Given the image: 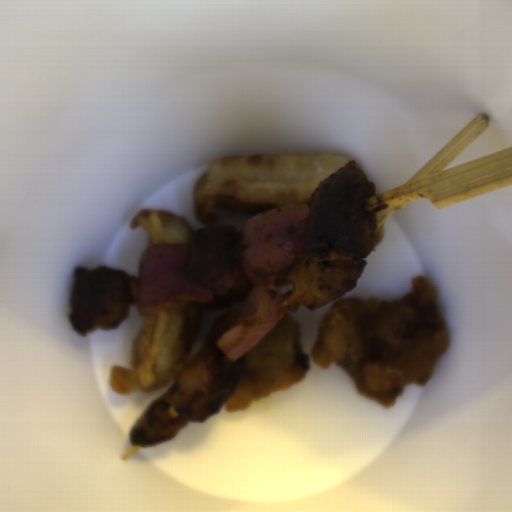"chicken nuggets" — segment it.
<instances>
[{"mask_svg":"<svg viewBox=\"0 0 512 512\" xmlns=\"http://www.w3.org/2000/svg\"><path fill=\"white\" fill-rule=\"evenodd\" d=\"M376 184L355 160L322 180L310 195L305 218L306 254L282 277L293 288L286 298L289 310L300 306L315 311L358 287L369 257L386 230L376 212L366 210Z\"/></svg>","mask_w":512,"mask_h":512,"instance_id":"obj_1","label":"chicken nuggets"},{"mask_svg":"<svg viewBox=\"0 0 512 512\" xmlns=\"http://www.w3.org/2000/svg\"><path fill=\"white\" fill-rule=\"evenodd\" d=\"M130 273L100 265L74 267V286L67 320L80 337L97 329L113 331L129 317Z\"/></svg>","mask_w":512,"mask_h":512,"instance_id":"obj_4","label":"chicken nuggets"},{"mask_svg":"<svg viewBox=\"0 0 512 512\" xmlns=\"http://www.w3.org/2000/svg\"><path fill=\"white\" fill-rule=\"evenodd\" d=\"M240 233L228 224L205 228L197 230L186 245L191 247L192 256L185 273L189 282L212 295L210 302H202L208 311L244 303L254 289L238 259Z\"/></svg>","mask_w":512,"mask_h":512,"instance_id":"obj_3","label":"chicken nuggets"},{"mask_svg":"<svg viewBox=\"0 0 512 512\" xmlns=\"http://www.w3.org/2000/svg\"><path fill=\"white\" fill-rule=\"evenodd\" d=\"M230 312L216 317L203 345L173 377L174 383L149 403L128 435L131 446L170 441L189 422L205 423L220 413L247 366L246 353L231 362L214 340Z\"/></svg>","mask_w":512,"mask_h":512,"instance_id":"obj_2","label":"chicken nuggets"}]
</instances>
